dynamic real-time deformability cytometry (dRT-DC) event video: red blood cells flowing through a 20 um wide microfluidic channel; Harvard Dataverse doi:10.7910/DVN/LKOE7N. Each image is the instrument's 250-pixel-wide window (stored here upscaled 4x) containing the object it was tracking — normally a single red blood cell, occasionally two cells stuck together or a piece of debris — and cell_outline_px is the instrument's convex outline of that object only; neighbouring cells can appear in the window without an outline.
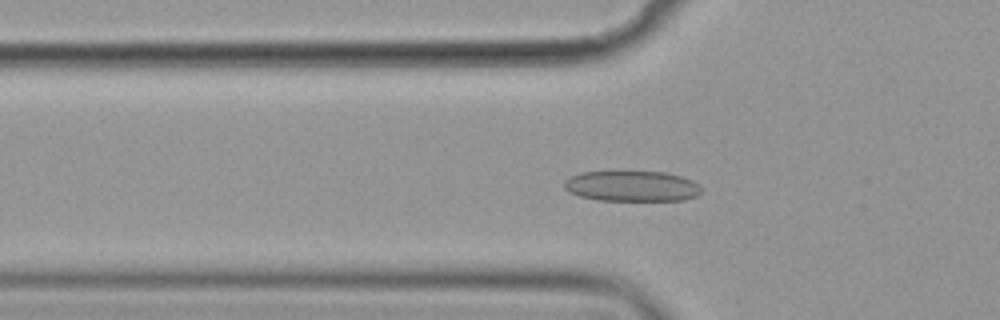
{"species": "common noctule bat (a hibernating species)", "species_latin": "Nyctalus noctula", "temperature_condition": "cold", "stored_images_in_passage": 55, "camera_frame_rate_fps": 3000, "um_per_image_px": 0.085, "animal": {"sex": "female", "body_mass_g": 19.9}, "frame": {"image": 1, "passage_image": 18, "time_ms": 5.667, "image_size_px": [1000, 320], "cell_outline_px": [[700, 192], [696, 196], [684, 200], [596, 200], [580, 196], [568, 192], [564, 188], [564, 180], [568, 176], [580, 172], [664, 172], [680, 176], [692, 180], [700, 188]], "centroid_in_image_um": [53.64, 15.82], "position_along_channel_um": 72.2, "area_um2": 24.33}}
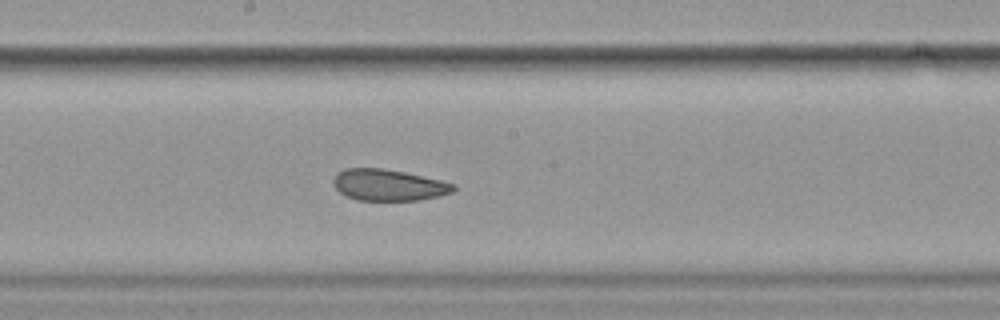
{"frame": {"image": 2, "passage_image": 30, "time_ms": 9.667, "image_size_px": [1000, 320], "cell_outline_px": [[456, 188], [452, 192], [440, 196], [416, 200], [356, 200], [340, 192], [332, 184], [332, 180], [336, 172], [344, 168], [384, 168], [404, 172], [440, 180], [456, 184]], "centroid_in_image_um": [33.0, 15.72], "position_along_channel_um": 215.2, "area_um2": 22.02}}
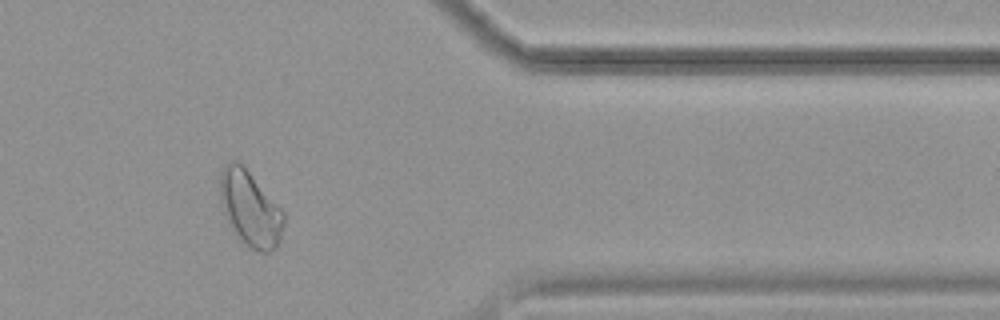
{"frame": {"image": 3, "passage_image": 46, "time_ms": 15.0, "image_size_px": [1000, 320], "cell_outline_px": [[284, 220], [280, 240], [276, 248], [268, 252], [260, 252], [248, 248], [228, 224], [220, 200], [220, 172], [232, 160], [240, 160], [284, 212]], "centroid_in_image_um": [21.26, 17.73], "position_along_channel_um": 390.1, "area_um2": 27.98}, "authors_computed_cell_mechanics": {"area_um2": 25.0274, "velocity_mm_per_s": 3.5876, "shape_relaxation_time_tau1_ms": 10.2354, "shape_relaxation_time_tau2_ms": 2.08, "deformation_change_tau1": 0.112, "deformation_change_tau2": 0.0614}}